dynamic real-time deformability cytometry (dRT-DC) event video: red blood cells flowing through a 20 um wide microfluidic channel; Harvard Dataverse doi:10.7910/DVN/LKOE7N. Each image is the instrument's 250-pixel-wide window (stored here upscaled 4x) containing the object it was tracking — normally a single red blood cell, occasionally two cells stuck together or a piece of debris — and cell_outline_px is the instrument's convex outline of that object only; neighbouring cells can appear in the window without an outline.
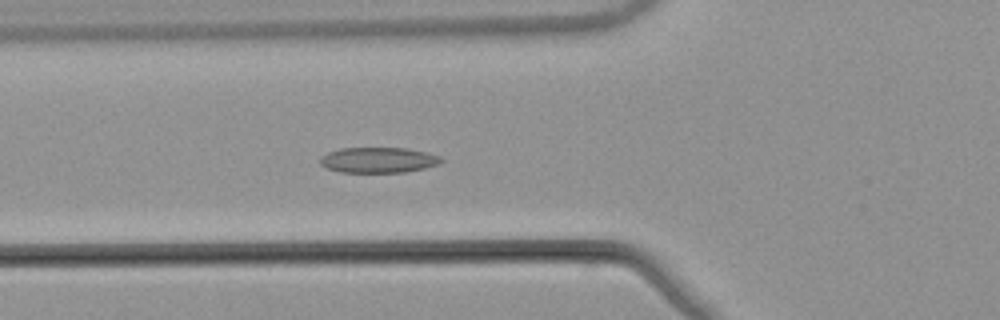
{"species": "common noctule bat (a hibernating species)", "species_latin": "Nyctalus noctula", "temperature_condition": "warm", "stored_images_in_passage": 56, "camera_frame_rate_fps": 3000, "um_per_image_px": 0.085, "animal": {"sex": "male", "body_mass_g": 21.5, "forearm_length_mm": 52.0}, "frame": {"image": 1, "passage_image": 21, "time_ms": 6.667, "image_size_px": [1000, 320], "cell_outline_px": [[444, 160], [440, 164], [424, 168], [404, 172], [340, 172], [328, 168], [320, 164], [320, 156], [328, 152], [340, 148], [404, 148], [428, 152], [440, 156]], "centroid_in_image_um": [32.17, 13.6], "position_along_channel_um": 93.6, "area_um2": 18.03}}
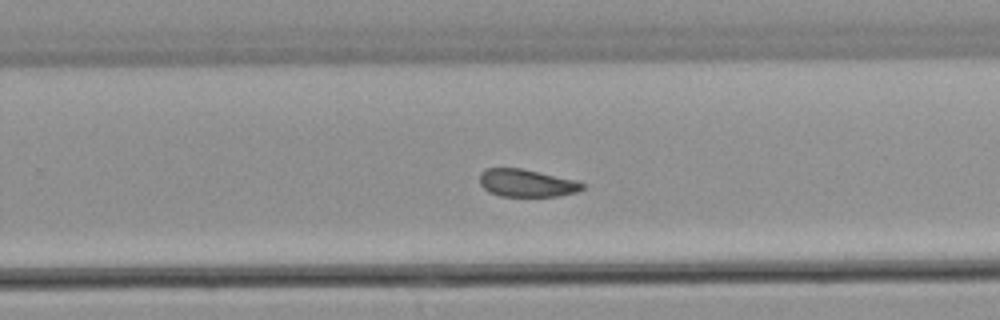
{"frame": {"image": 2, "passage_image": 36, "time_ms": 11.667, "image_size_px": [1000, 320], "cell_outline_px": [[584, 188], [576, 192], [560, 196], [500, 196], [488, 192], [480, 184], [480, 172], [484, 168], [520, 168], [576, 180], [584, 184]], "centroid_in_image_um": [44.74, 15.56], "position_along_channel_um": 285.1, "area_um2": 16.53}}
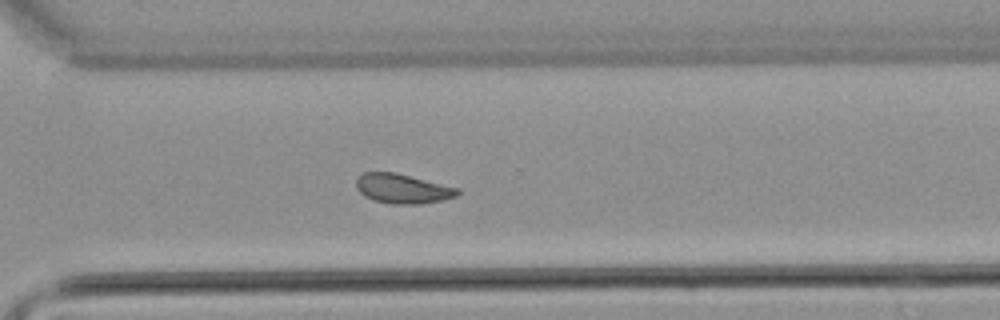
{"frame": {"image": 3, "passage_image": 40, "time_ms": 13.0, "image_size_px": [1000, 320], "cell_outline_px": [[460, 192], [456, 196], [444, 200], [420, 204], [392, 204], [372, 200], [364, 196], [356, 188], [356, 180], [364, 172], [396, 172], [460, 188]], "centroid_in_image_um": [34.23, 16.04], "position_along_channel_um": 336.4, "area_um2": 17.63}, "authors_computed_cell_mechanics": {"area_um2": 18.0047, "velocity_mm_per_s": 3.8262, "shape_relaxation_time_tau1_ms": null, "shape_relaxation_time_tau2_ms": 4.3257, "deformation_change_tau1": null, "deformation_change_tau2": 0.1044}}